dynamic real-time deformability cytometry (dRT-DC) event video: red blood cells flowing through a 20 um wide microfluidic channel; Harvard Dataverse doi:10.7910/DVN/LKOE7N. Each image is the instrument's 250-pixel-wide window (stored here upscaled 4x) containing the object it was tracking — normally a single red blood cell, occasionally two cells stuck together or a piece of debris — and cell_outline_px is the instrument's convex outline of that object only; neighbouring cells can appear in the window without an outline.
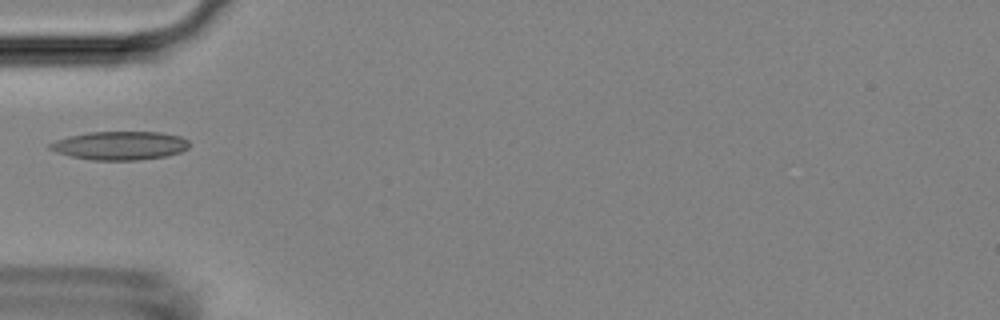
{"species": "Egyptian fruit bat (a non-hibernating species)", "species_latin": "Rousettus aegyptiacus", "temperature_condition": "room temperature", "stored_images_in_passage": 5, "camera_frame_rate_fps": 3000, "um_per_image_px": 0.085, "animal": {"sex": "female"}, "frame": {"image": 1, "passage_image": 4, "time_ms": 5.0, "image_size_px": [1000, 320], "cell_outline_px": [[188, 148], [180, 152], [164, 156], [136, 160], [92, 160], [72, 156], [56, 152], [48, 148], [48, 144], [56, 140], [68, 136], [88, 132], [160, 132], [180, 136], [188, 140]], "centroid_in_image_um": [10.17, 12.36], "position_along_channel_um": 74.8, "area_um2": 23.06}}
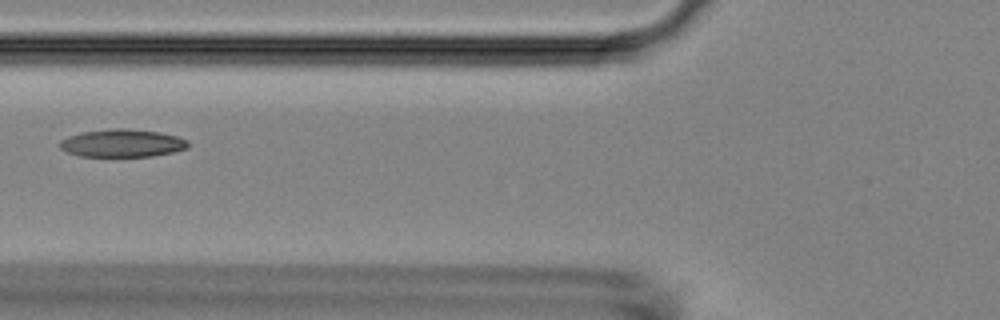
{"frame": {"image": 2, "passage_image": 5, "time_ms": 6.0, "image_size_px": [1000, 320], "cell_outline_px": [[188, 148], [172, 152], [152, 156], [80, 156], [68, 152], [60, 148], [60, 140], [68, 136], [84, 132], [112, 128], [124, 128], [160, 132], [176, 136], [188, 140]], "centroid_in_image_um": [10.4, 12.16], "position_along_channel_um": 115.4, "area_um2": 20.63}}